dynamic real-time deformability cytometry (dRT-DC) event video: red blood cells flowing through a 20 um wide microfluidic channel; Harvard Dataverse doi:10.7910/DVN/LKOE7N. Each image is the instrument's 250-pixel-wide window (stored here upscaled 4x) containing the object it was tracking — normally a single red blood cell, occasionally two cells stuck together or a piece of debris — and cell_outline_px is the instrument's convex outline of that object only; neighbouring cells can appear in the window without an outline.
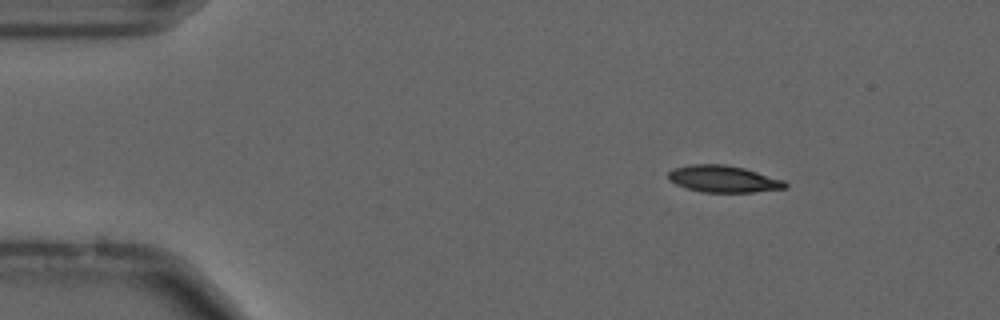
{"species": "common noctule bat (a hibernating species)", "species_latin": "Nyctalus noctula", "temperature_condition": "cold", "stored_images_in_passage": 54, "camera_frame_rate_fps": 3000, "um_per_image_px": 0.085, "animal": {"sex": "male", "forearm_length_mm": 52.5}, "frame": {"image": 1, "passage_image": 7, "time_ms": 2.0, "image_size_px": [1000, 320], "cell_outline_px": [[788, 188], [756, 192], [704, 192], [688, 188], [676, 184], [668, 180], [668, 172], [672, 168], [688, 164], [724, 164], [744, 168], [784, 180], [788, 184]], "centroid_in_image_um": [61.49, 15.2], "position_along_channel_um": 23.5, "area_um2": 18.38}}
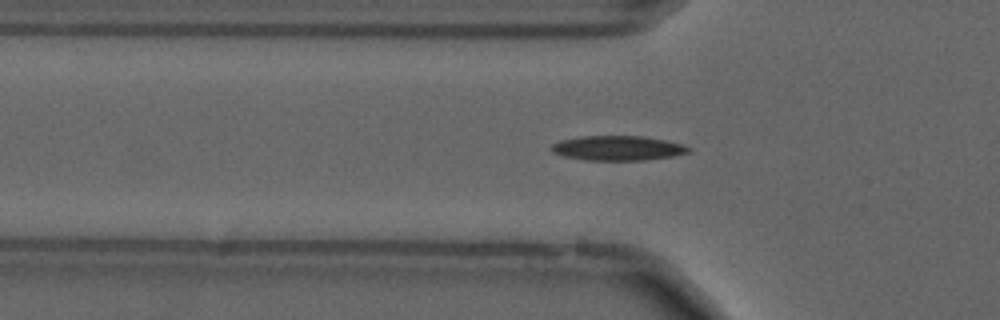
{"frame": {"image": 2, "passage_image": 17, "time_ms": 5.333, "image_size_px": [1000, 320], "cell_outline_px": [[692, 152], [672, 156], [644, 160], [584, 160], [564, 156], [552, 152], [548, 148], [552, 144], [560, 140], [580, 136], [640, 136], [664, 140], [680, 144], [692, 148]], "centroid_in_image_um": [52.47, 12.59], "position_along_channel_um": 73.3, "area_um2": 19.77}}
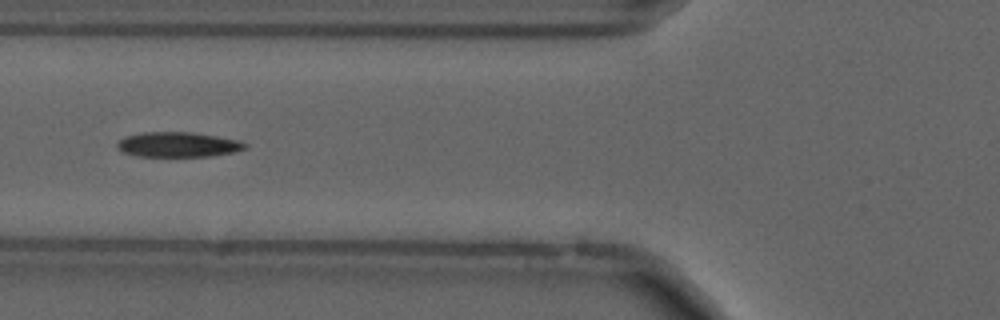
{"frame": {"image": 3, "passage_image": 20, "time_ms": 6.333, "image_size_px": [1000, 320], "cell_outline_px": [[248, 148], [236, 152], [212, 156], [140, 156], [124, 152], [116, 148], [116, 144], [124, 136], [144, 132], [192, 132], [240, 140], [248, 144]], "centroid_in_image_um": [15.18, 12.28], "position_along_channel_um": 110.6, "area_um2": 18.73}, "authors_computed_cell_mechanics": {"area_um2": 18.1781, "velocity_mm_per_s": 3.6997, "shape_relaxation_time_tau1_ms": 8.1625, "shape_relaxation_time_tau2_ms": 7.471, "deformation_change_tau1": 0.2002, "deformation_change_tau2": 0.171}}